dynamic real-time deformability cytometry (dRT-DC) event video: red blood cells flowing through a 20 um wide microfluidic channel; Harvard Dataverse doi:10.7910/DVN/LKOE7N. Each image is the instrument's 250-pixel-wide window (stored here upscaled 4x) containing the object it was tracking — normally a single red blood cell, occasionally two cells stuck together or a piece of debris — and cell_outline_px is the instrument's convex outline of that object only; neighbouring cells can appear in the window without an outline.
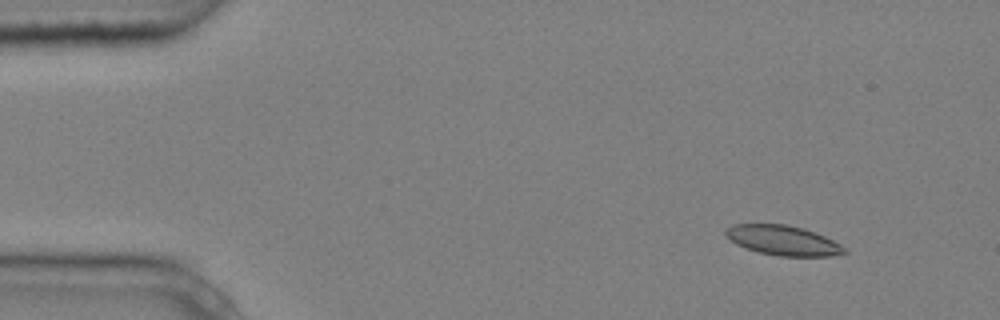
{"species": "common noctule bat (a hibernating species)", "species_latin": "Nyctalus noctula", "temperature_condition": "cold", "stored_images_in_passage": 6, "camera_frame_rate_fps": 3000, "um_per_image_px": 0.085, "animal": {"sex": "male", "body_mass_g": 20.4}, "frame": {"image": 1, "passage_image": 2, "time_ms": 0.333, "image_size_px": [1000, 320], "cell_outline_px": [[848, 252], [832, 256], [780, 256], [756, 252], [744, 248], [736, 244], [724, 232], [724, 228], [732, 224], [784, 224], [804, 228], [824, 236], [840, 244]], "centroid_in_image_um": [66.53, 20.43], "position_along_channel_um": 18.5, "area_um2": 20.63}}
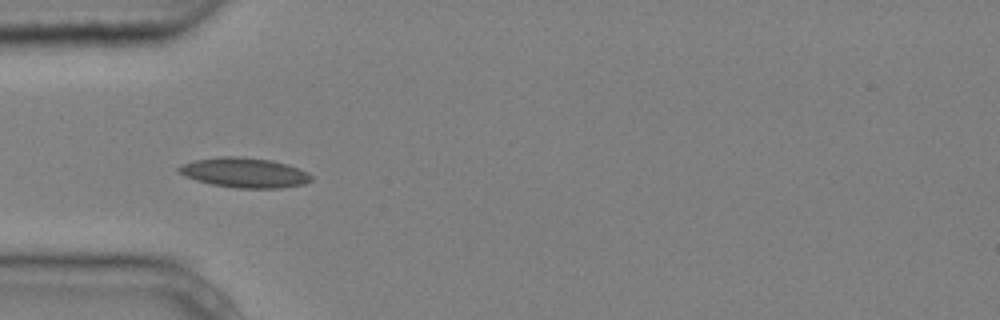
{"frame": {"image": 2, "passage_image": 5, "time_ms": 1.333, "image_size_px": [1000, 320], "cell_outline_px": [[312, 180], [304, 184], [280, 188], [236, 188], [212, 184], [196, 180], [184, 176], [176, 172], [176, 168], [184, 164], [196, 160], [220, 156], [240, 156], [272, 160], [288, 164], [300, 168], [308, 172], [312, 176]], "centroid_in_image_um": [20.79, 14.67], "position_along_channel_um": 64.2, "area_um2": 23.24}}
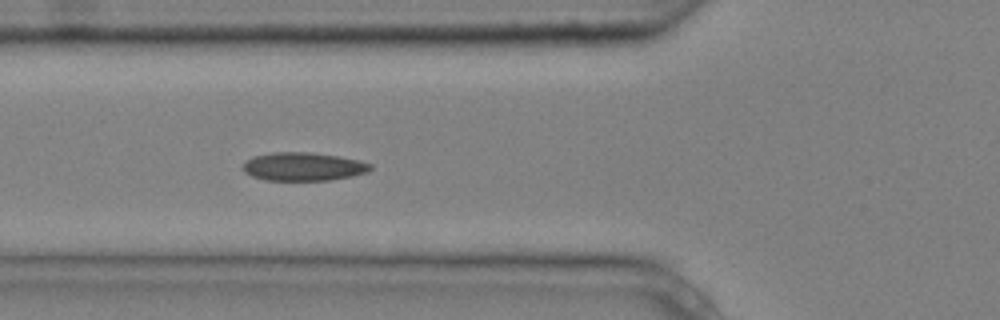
{"frame": {"image": 3, "passage_image": 6, "time_ms": 1.667, "image_size_px": [1000, 320], "cell_outline_px": [[372, 168], [368, 172], [352, 176], [328, 180], [264, 180], [252, 176], [244, 172], [240, 168], [252, 156], [272, 152], [308, 152], [336, 156], [360, 160], [372, 164]], "centroid_in_image_um": [25.76, 14.16], "position_along_channel_um": 100.0, "area_um2": 21.1}}